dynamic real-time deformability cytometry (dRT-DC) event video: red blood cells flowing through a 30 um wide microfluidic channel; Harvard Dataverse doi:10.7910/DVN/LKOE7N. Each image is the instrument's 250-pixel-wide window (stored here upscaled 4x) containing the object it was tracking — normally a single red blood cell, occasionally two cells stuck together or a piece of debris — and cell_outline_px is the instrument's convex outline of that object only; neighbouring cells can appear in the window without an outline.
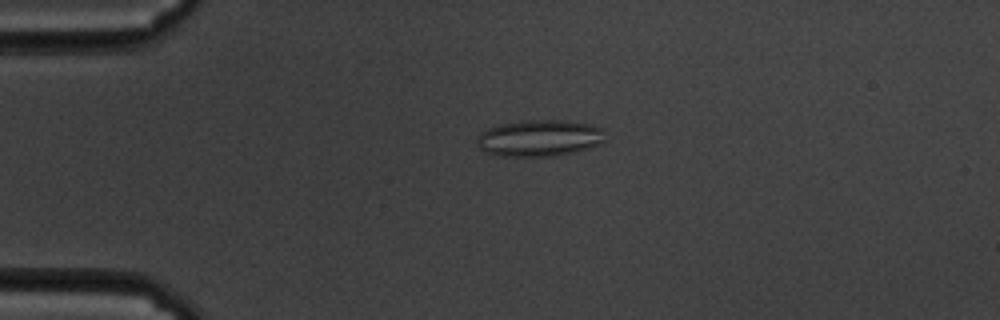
{"species": "common noctule bat (a hibernating species)", "species_latin": "Nyctalus noctula", "temperature_condition": "cold", "stored_images_in_passage": 59, "camera_frame_rate_fps": 3000, "um_per_image_px": 0.085, "animal": {"sex": "male", "body_mass_g": 19.5, "forearm_length_mm": 54.6}, "frame": {"image": 1, "passage_image": 14, "time_ms": 4.333, "image_size_px": [1000, 320], "cell_outline_px": [[604, 140], [600, 144], [588, 148], [556, 156], [496, 156], [484, 152], [476, 144], [476, 140], [488, 128], [500, 124], [528, 120], [564, 120], [592, 124], [604, 128]], "centroid_in_image_um": [45.87, 11.74], "position_along_channel_um": 39.1, "area_um2": 27.4}}
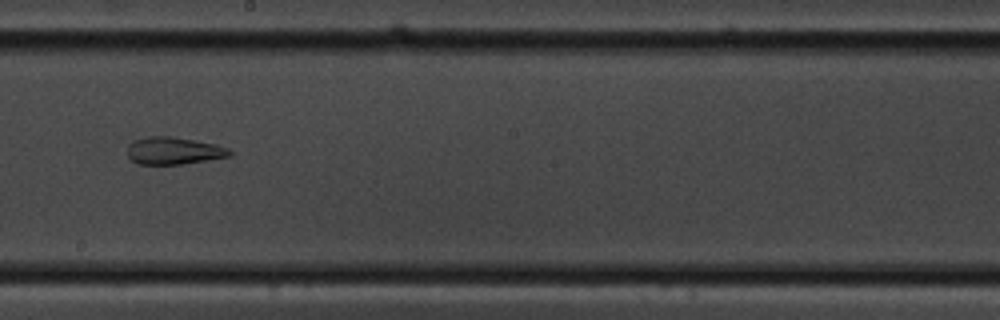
{"frame": {"image": 2, "passage_image": 34, "time_ms": 11.0, "image_size_px": [1000, 320], "cell_outline_px": [[236, 152], [232, 156], [184, 164], [136, 164], [128, 156], [128, 144], [132, 140], [148, 136], [172, 136], [216, 144], [228, 148]], "centroid_in_image_um": [14.8, 12.81], "position_along_channel_um": 233.4, "area_um2": 16.59}}
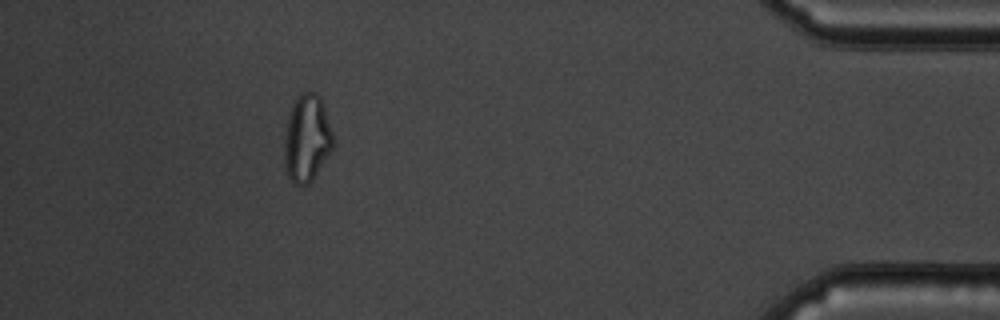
{"frame": {"image": 3, "passage_image": 54, "time_ms": 17.667, "image_size_px": [1000, 320], "cell_outline_px": [[336, 144], [312, 180], [308, 184], [296, 184], [288, 176], [284, 160], [284, 144], [288, 120], [292, 108], [296, 100], [304, 92], [316, 92], [320, 96]], "centroid_in_image_um": [26.11, 11.79], "position_along_channel_um": 409.1, "area_um2": 24.33}, "authors_computed_cell_mechanics": {"area_um2": 23.8136, "velocity_mm_per_s": 3.392, "shape_relaxation_time_tau1_ms": null, "shape_relaxation_time_tau2_ms": 2.9039, "deformation_change_tau1": null, "deformation_change_tau2": 0.1071}}